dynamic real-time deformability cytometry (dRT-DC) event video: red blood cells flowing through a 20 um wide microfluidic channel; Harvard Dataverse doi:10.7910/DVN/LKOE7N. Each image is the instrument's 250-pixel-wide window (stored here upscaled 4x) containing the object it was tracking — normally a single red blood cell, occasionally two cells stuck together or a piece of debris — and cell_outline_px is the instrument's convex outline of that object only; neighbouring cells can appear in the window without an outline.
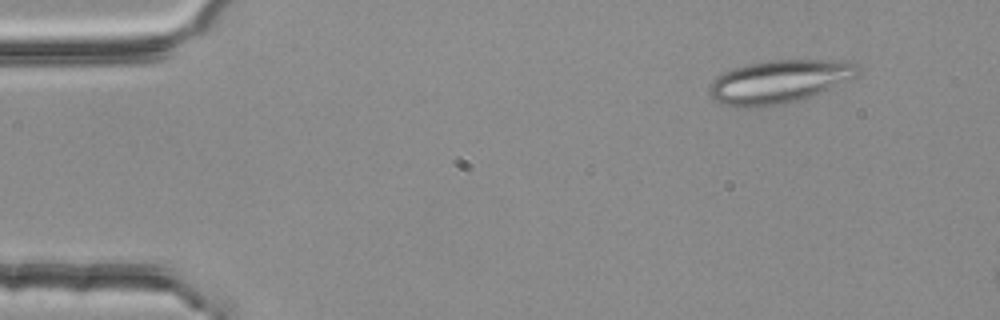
{"species": "common noctule bat (a hibernating species)", "species_latin": "Nyctalus noctula", "temperature_condition": "room temperature", "stored_images_in_passage": 4, "camera_frame_rate_fps": 3000, "um_per_image_px": 0.085, "animal": {"sex": "female", "body_mass_g": 25.1}, "frame": {"image": 1, "passage_image": 2, "time_ms": 0.333, "image_size_px": [1000, 320], "cell_outline_px": [[860, 72], [856, 76], [828, 88], [788, 104], [748, 108], [744, 108], [724, 104], [712, 100], [708, 92], [708, 84], [716, 76], [732, 68], [748, 64], [772, 60], [848, 60], [856, 64], [860, 68]], "centroid_in_image_um": [66.16, 6.93], "position_along_channel_um": 18.8, "area_um2": 37.4}}